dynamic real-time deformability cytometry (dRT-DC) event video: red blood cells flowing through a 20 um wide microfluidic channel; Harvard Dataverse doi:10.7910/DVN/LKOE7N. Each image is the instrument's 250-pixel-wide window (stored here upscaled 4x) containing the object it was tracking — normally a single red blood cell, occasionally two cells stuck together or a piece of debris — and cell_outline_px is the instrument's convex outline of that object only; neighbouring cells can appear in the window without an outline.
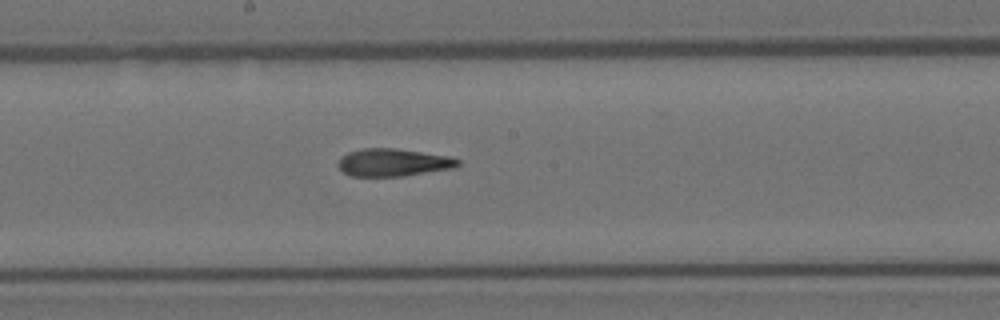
{"species": "Egyptian fruit bat (a non-hibernating species)", "species_latin": "Rousettus aegyptiacus", "temperature_condition": "room temperature", "stored_images_in_passage": 9, "camera_frame_rate_fps": 3000, "um_per_image_px": 0.085, "animal": {"sex": "female"}, "frame": {"image": 1, "passage_image": 9, "time_ms": 9.333, "image_size_px": [1000, 320], "cell_outline_px": [[460, 164], [456, 168], [404, 176], [352, 176], [344, 172], [336, 164], [340, 156], [348, 152], [364, 148], [396, 148], [448, 156], [460, 160]], "centroid_in_image_um": [33.42, 13.81], "position_along_channel_um": 214.8, "area_um2": 19.42}}